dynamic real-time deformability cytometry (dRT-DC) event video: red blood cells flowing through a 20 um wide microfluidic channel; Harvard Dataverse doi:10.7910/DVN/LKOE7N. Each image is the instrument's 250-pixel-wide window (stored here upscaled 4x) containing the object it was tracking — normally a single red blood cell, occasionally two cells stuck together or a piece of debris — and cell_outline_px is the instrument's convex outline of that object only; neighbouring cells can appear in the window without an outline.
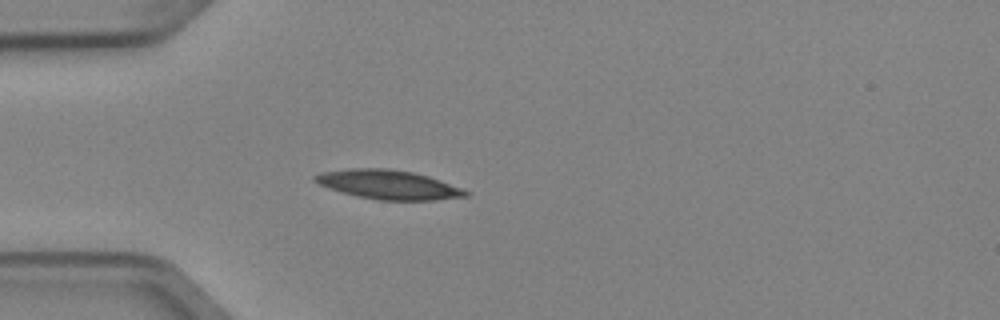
{"species": "Egyptian fruit bat (a non-hibernating species)", "species_latin": "Rousettus aegyptiacus", "temperature_condition": "cold", "stored_images_in_passage": 5, "camera_frame_rate_fps": 3000, "um_per_image_px": 0.085, "animal": {"sex": "female"}, "frame": {"image": 1, "passage_image": 5, "time_ms": 1.333, "image_size_px": [1000, 320], "cell_outline_px": [[472, 192], [468, 196], [436, 200], [380, 200], [360, 196], [344, 192], [320, 184], [312, 180], [312, 176], [320, 172], [352, 168], [388, 168], [412, 172], [428, 176], [464, 188]], "centroid_in_image_um": [33.08, 15.68], "position_along_channel_um": 51.9, "area_um2": 25.49}}